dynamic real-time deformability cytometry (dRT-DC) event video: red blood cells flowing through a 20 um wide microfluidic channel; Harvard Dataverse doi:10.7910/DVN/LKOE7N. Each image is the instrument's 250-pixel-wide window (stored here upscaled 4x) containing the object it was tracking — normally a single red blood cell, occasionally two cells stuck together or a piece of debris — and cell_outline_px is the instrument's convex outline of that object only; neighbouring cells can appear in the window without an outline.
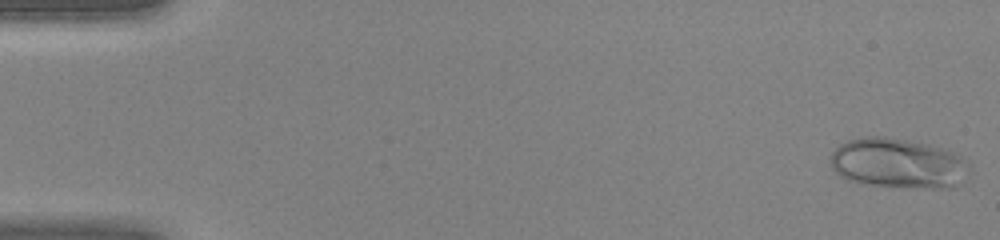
{"species": "human", "species_latin": "Homo sapiens", "temperature_condition": "warm", "stored_images_in_passage": 44, "camera_frame_rate_fps": 3000, "um_per_image_px": 0.085, "donor": {"sex": "female"}, "frame": {"image": 1, "passage_image": 1, "time_ms": 0.0, "image_size_px": [1000, 240], "cell_outline_px": [[972, 168], [956, 188], [924, 188], [864, 184], [848, 180], [840, 176], [832, 168], [832, 152], [840, 144], [848, 140], [864, 136], [884, 136], [908, 140], [928, 144], [944, 148], [956, 152], [968, 160], [972, 164]], "centroid_in_image_um": [76.42, 13.88], "position_along_channel_um": 8.6, "area_um2": 41.04}}
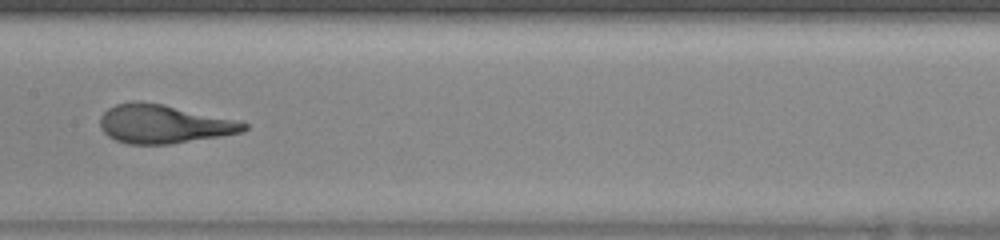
{"frame": {"image": 2, "passage_image": 23, "time_ms": 7.333, "image_size_px": [1000, 240], "cell_outline_px": [[248, 128], [244, 132], [172, 144], [128, 144], [116, 140], [108, 136], [100, 128], [100, 116], [108, 108], [116, 104], [164, 104], [240, 120], [248, 124]], "centroid_in_image_um": [13.98, 10.57], "position_along_channel_um": 193.4, "area_um2": 32.02}}
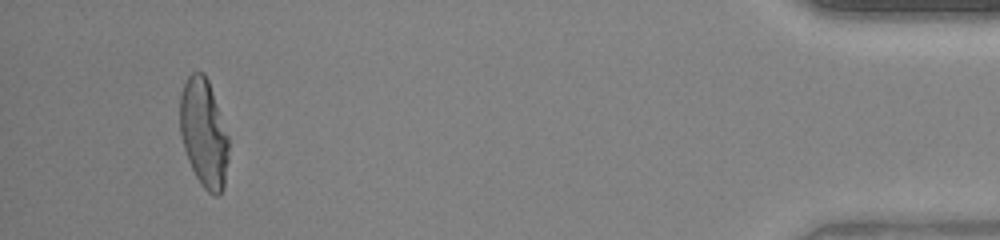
{"frame": {"image": 3, "passage_image": 42, "time_ms": 13.667, "image_size_px": [1000, 240], "cell_outline_px": [[228, 160], [224, 188], [216, 196], [208, 192], [200, 184], [188, 160], [184, 148], [180, 132], [180, 92], [188, 76], [192, 72], [204, 72], [208, 80], [228, 136]], "centroid_in_image_um": [17.31, 11.32], "position_along_channel_um": 417.9, "area_um2": 30.58}}